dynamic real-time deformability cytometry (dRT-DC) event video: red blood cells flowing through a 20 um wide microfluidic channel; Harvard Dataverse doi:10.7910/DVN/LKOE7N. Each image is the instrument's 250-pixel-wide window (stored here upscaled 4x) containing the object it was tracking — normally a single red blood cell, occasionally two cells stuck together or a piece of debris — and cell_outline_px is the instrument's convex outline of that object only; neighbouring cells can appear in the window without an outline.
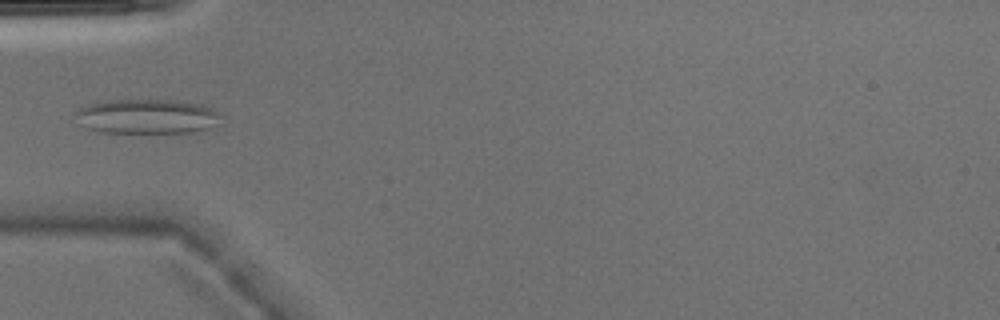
{"species": "Egyptian fruit bat (a non-hibernating species)", "species_latin": "Rousettus aegyptiacus", "temperature_condition": "warm", "stored_images_in_passage": 4, "camera_frame_rate_fps": 3000, "um_per_image_px": 0.085, "animal": {"sex": "male"}, "frame": {"image": 1, "passage_image": 4, "time_ms": 1.0, "image_size_px": [1000, 320], "cell_outline_px": [[220, 116], [216, 124], [196, 132], [100, 132], [88, 128], [72, 116], [80, 108], [88, 104], [104, 100], [172, 100], [204, 104], [220, 112]], "centroid_in_image_um": [12.48, 9.88], "position_along_channel_um": 72.5, "area_um2": 29.3}}